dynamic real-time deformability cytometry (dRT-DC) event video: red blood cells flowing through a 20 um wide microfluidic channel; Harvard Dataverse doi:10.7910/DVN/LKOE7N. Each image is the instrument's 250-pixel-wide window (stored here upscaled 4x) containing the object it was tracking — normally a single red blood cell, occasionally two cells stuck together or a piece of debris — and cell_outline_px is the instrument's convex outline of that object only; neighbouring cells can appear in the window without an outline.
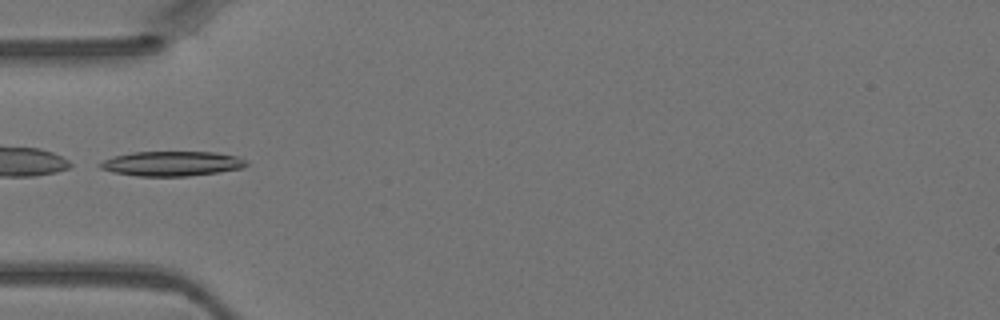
{"species": "Egyptian fruit bat (a non-hibernating species)", "species_latin": "Rousettus aegyptiacus", "temperature_condition": "warm", "stored_images_in_passage": 3, "camera_frame_rate_fps": 3000, "um_per_image_px": 0.085, "animal": {"sex": "female"}, "frame": {"image": 1, "passage_image": 3, "time_ms": 0.667, "image_size_px": [1000, 320], "cell_outline_px": [[248, 164], [244, 168], [220, 172], [188, 176], [136, 176], [112, 172], [100, 168], [96, 164], [112, 156], [132, 152], [216, 152], [240, 156], [248, 160]], "centroid_in_image_um": [14.64, 13.9], "position_along_channel_um": 70.4, "area_um2": 21.5}}